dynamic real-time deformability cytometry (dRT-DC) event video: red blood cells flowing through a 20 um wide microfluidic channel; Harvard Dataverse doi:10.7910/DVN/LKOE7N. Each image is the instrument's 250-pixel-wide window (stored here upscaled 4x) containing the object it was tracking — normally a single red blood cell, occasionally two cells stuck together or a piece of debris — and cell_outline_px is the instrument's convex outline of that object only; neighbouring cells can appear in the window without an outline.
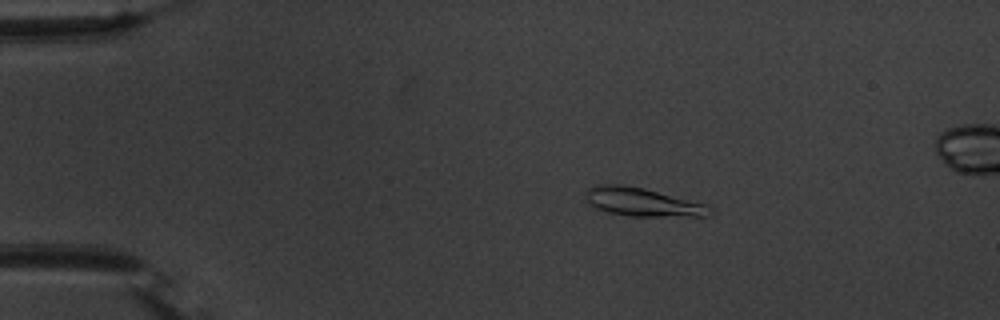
{"species": "common noctule bat (a hibernating species)", "species_latin": "Nyctalus noctula", "temperature_condition": "warm", "stored_images_in_passage": 55, "camera_frame_rate_fps": 3000, "um_per_image_px": 0.085, "animal": {"sex": "male", "body_mass_g": 20.1, "forearm_length_mm": 53.5}, "frame": {"image": 1, "passage_image": 10, "time_ms": 3.0, "image_size_px": [1000, 320], "cell_outline_px": [[716, 212], [712, 216], [632, 216], [608, 212], [596, 208], [584, 200], [584, 192], [588, 188], [596, 184], [620, 184], [644, 188], [704, 204], [712, 208]], "centroid_in_image_um": [54.58, 17.17], "position_along_channel_um": 30.4, "area_um2": 20.69}}
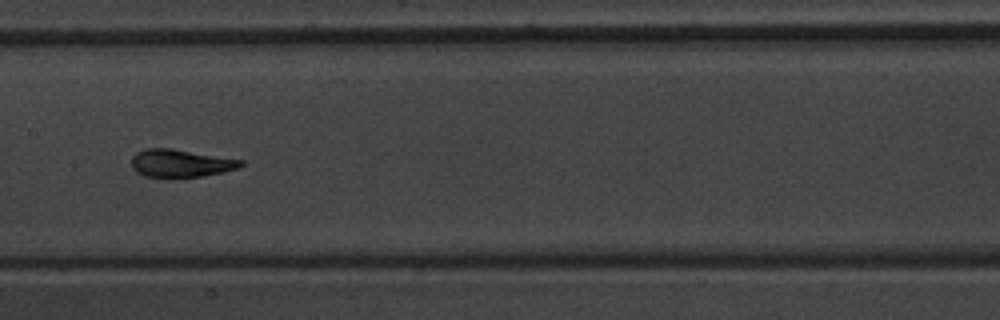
{"frame": {"image": 2, "passage_image": 28, "time_ms": 9.0, "image_size_px": [1000, 320], "cell_outline_px": [[244, 164], [240, 168], [224, 172], [200, 176], [144, 176], [136, 172], [132, 168], [132, 156], [136, 152], [144, 148], [172, 148], [244, 160]], "centroid_in_image_um": [15.37, 13.85], "position_along_channel_um": 192.0, "area_um2": 17.63}}
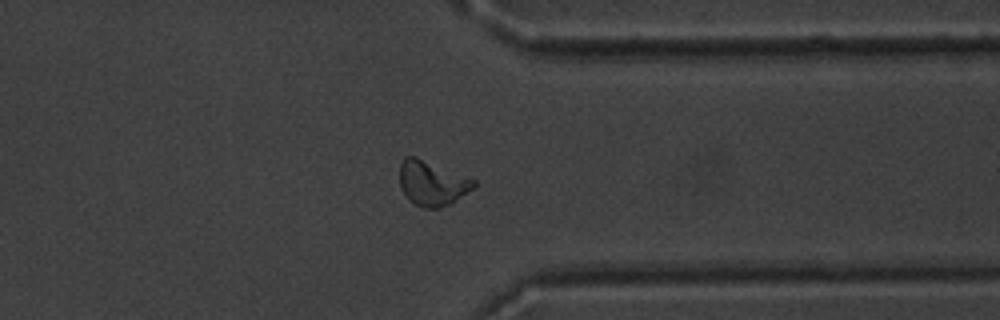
{"frame": {"image": 3, "passage_image": 43, "time_ms": 14.0, "image_size_px": [1000, 320], "cell_outline_px": [[476, 188], [452, 204], [440, 208], [424, 208], [408, 200], [400, 188], [400, 164], [404, 156], [416, 156], [476, 180]], "centroid_in_image_um": [36.75, 15.58], "position_along_channel_um": 374.7, "area_um2": 19.71}}